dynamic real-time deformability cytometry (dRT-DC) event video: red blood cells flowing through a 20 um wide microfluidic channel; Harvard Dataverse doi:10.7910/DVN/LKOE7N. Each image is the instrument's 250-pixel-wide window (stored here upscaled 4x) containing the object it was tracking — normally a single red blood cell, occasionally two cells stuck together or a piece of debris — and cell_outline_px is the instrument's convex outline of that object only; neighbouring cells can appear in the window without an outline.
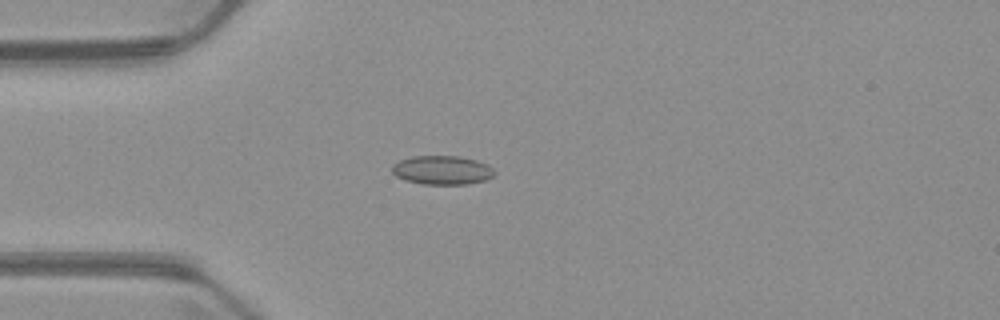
{"species": "common noctule bat (a hibernating species)", "species_latin": "Nyctalus noctula", "temperature_condition": "warm", "stored_images_in_passage": 3, "camera_frame_rate_fps": 3000, "um_per_image_px": 0.085, "animal": {"sex": "male", "body_mass_g": 23.1, "forearm_length_mm": 52.7}, "frame": {"image": 1, "passage_image": 3, "time_ms": 2.667, "image_size_px": [1000, 320], "cell_outline_px": [[496, 172], [488, 180], [468, 184], [424, 184], [404, 180], [396, 176], [392, 172], [392, 164], [400, 160], [412, 156], [460, 156], [476, 160], [488, 164]], "centroid_in_image_um": [37.59, 14.46], "position_along_channel_um": 47.4, "area_um2": 17.4}}